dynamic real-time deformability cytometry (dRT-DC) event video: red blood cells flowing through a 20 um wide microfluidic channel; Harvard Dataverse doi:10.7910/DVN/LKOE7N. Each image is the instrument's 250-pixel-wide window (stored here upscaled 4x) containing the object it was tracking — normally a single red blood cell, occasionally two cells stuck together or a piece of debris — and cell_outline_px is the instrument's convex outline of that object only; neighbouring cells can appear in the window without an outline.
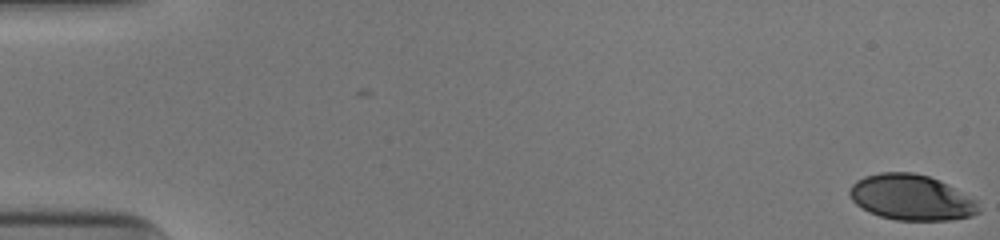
{"species": "human", "species_latin": "Homo sapiens", "temperature_condition": "cold", "stored_images_in_passage": 53, "camera_frame_rate_fps": 3000, "um_per_image_px": 0.085, "donor": {"sex": "male"}, "frame": {"image": 1, "passage_image": 1, "time_ms": 0.0, "image_size_px": [1000, 240], "cell_outline_px": [[980, 212], [972, 216], [952, 220], [896, 220], [880, 216], [868, 212], [856, 204], [852, 200], [848, 192], [852, 184], [856, 180], [864, 176], [880, 172], [912, 172], [928, 176], [940, 180], [948, 184], [976, 200], [980, 208]], "centroid_in_image_um": [77.46, 16.78], "position_along_channel_um": 7.5, "area_um2": 34.51}}
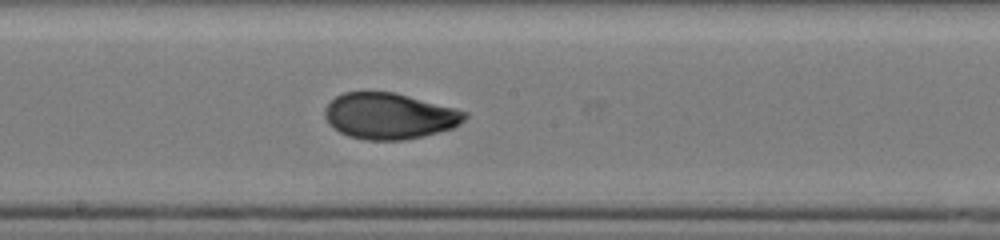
{"frame": {"image": 2, "passage_image": 30, "time_ms": 9.667, "image_size_px": [1000, 240], "cell_outline_px": [[468, 116], [460, 124], [452, 128], [424, 136], [404, 140], [368, 140], [348, 136], [340, 132], [324, 116], [324, 108], [336, 96], [344, 92], [392, 92], [456, 108], [468, 112]], "centroid_in_image_um": [33.12, 9.86], "position_along_channel_um": 215.1, "area_um2": 37.34}}
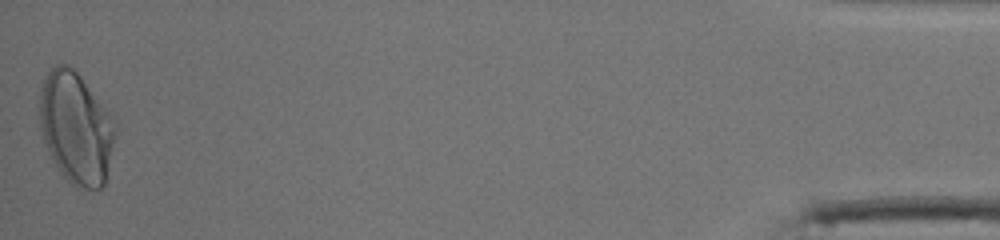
{"frame": {"image": 3, "passage_image": 53, "time_ms": 17.333, "image_size_px": [1000, 240], "cell_outline_px": [[116, 132], [104, 184], [100, 188], [76, 188], [60, 172], [44, 144], [36, 112], [40, 88], [48, 68], [56, 64], [68, 64], [80, 76], [116, 120]], "centroid_in_image_um": [6.41, 10.82], "position_along_channel_um": 428.8, "area_um2": 49.82}, "authors_computed_cell_mechanics": {"area_um2": 37.4544, "velocity_mm_per_s": 3.9293, "shape_relaxation_time_tau1_ms": 4.4669, "shape_relaxation_time_tau2_ms": 1.0233, "deformation_change_tau1": 0.1649, "deformation_change_tau2": 0.048}}